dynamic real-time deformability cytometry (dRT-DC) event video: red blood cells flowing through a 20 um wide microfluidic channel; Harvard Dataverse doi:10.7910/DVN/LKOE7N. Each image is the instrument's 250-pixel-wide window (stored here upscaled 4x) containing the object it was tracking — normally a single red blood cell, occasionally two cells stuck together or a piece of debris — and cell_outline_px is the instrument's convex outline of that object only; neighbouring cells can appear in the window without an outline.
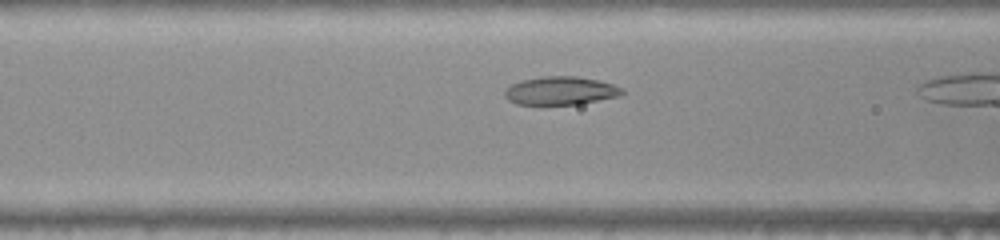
{"species": "common noctule bat (a hibernating species)", "species_latin": "Nyctalus noctula", "temperature_condition": "warm", "stored_images_in_passage": 30, "camera_frame_rate_fps": 3000, "um_per_image_px": 0.085, "animal": {"sex": "female", "body_mass_g": 22.0, "forearm_length_mm": 56.7}, "frame": {"image": 1, "passage_image": 9, "time_ms": 2.667, "image_size_px": [1000, 240], "cell_outline_px": [[624, 92], [616, 96], [580, 104], [516, 104], [508, 100], [504, 96], [504, 92], [512, 84], [524, 80], [540, 76], [576, 76], [596, 80], [612, 84], [624, 88]], "centroid_in_image_um": [47.63, 7.71], "position_along_channel_um": 119.0, "area_um2": 19.07}}
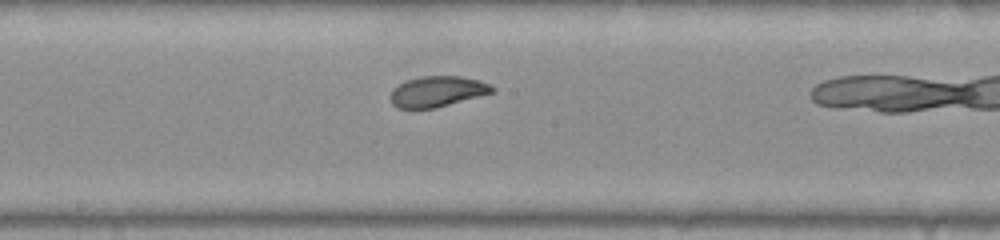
{"frame": {"image": 2, "passage_image": 16, "time_ms": 5.0, "image_size_px": [1000, 240], "cell_outline_px": [[496, 92], [436, 108], [396, 108], [392, 104], [392, 88], [404, 80], [424, 76], [460, 76], [480, 80], [496, 88]], "centroid_in_image_um": [37.2, 7.77], "position_along_channel_um": 211.0, "area_um2": 18.32}}
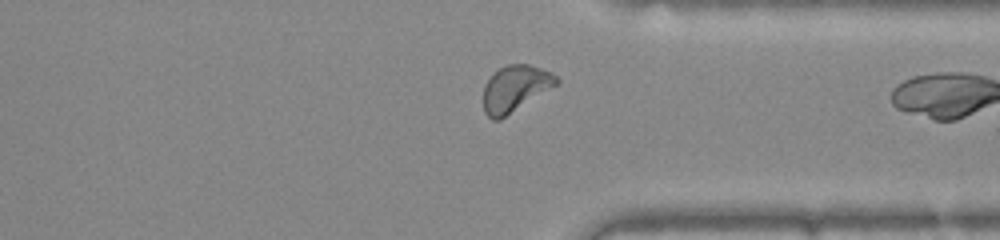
{"frame": {"image": 3, "passage_image": 28, "time_ms": 9.0, "image_size_px": [1000, 240], "cell_outline_px": [[560, 80], [556, 84], [500, 120], [492, 120], [484, 112], [484, 84], [500, 68], [508, 64], [528, 64], [552, 72]], "centroid_in_image_um": [43.77, 7.52], "position_along_channel_um": 367.6, "area_um2": 19.25}}